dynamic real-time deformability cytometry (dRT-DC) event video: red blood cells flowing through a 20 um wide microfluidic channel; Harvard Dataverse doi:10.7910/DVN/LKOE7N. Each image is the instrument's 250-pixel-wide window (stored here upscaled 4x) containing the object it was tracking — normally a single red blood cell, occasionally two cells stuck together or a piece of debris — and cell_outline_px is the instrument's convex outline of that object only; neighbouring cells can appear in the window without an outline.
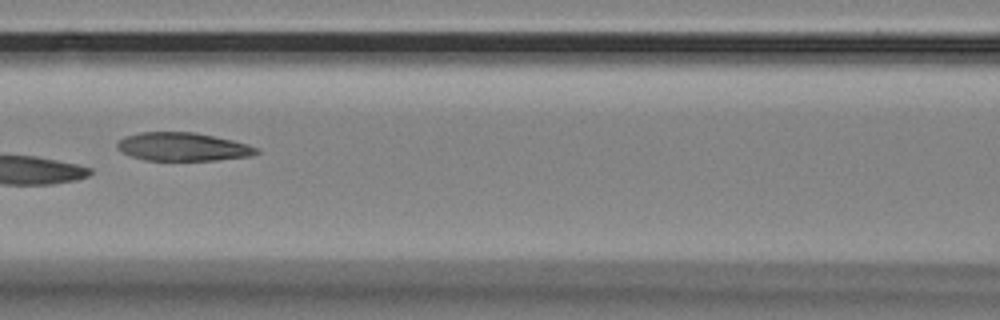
{"species": "Egyptian fruit bat (a non-hibernating species)", "species_latin": "Rousettus aegyptiacus", "temperature_condition": "room temperature", "stored_images_in_passage": 15, "camera_frame_rate_fps": 3000, "um_per_image_px": 0.085, "animal": {"sex": "female"}, "frame": {"image": 1, "passage_image": 7, "time_ms": 2.0, "image_size_px": [1000, 320], "cell_outline_px": [[260, 152], [252, 156], [216, 160], [144, 160], [120, 152], [116, 148], [116, 144], [124, 136], [140, 132], [196, 132], [232, 140], [248, 144], [256, 148]], "centroid_in_image_um": [15.52, 12.47], "position_along_channel_um": 151.1, "area_um2": 23.06}}